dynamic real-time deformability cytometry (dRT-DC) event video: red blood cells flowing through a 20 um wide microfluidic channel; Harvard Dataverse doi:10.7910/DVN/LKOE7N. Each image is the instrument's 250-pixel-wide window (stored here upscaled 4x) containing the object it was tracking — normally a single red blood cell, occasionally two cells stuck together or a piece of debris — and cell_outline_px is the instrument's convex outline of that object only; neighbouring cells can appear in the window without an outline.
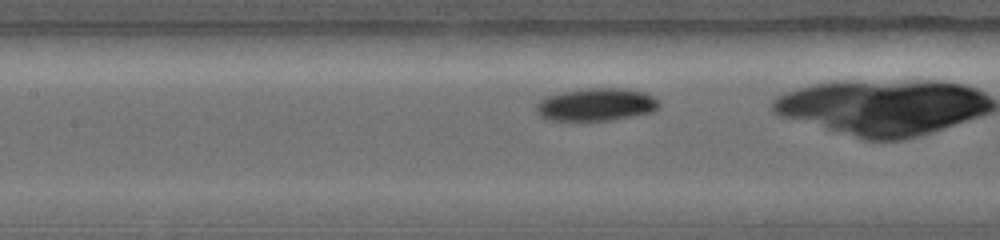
{"species": "common noctule bat (a hibernating species)", "species_latin": "Nyctalus noctula", "temperature_condition": "warm", "stored_images_in_passage": 24, "camera_frame_rate_fps": 5000, "um_per_image_px": 0.085, "animal": {"sex": "female", "body_mass_g": 19.0, "forearm_length_mm": 56.7}, "frame": {"image": 1, "passage_image": 11, "time_ms": 1.8, "image_size_px": [1000, 240], "cell_outline_px": [[660, 104], [652, 112], [608, 120], [552, 120], [540, 116], [536, 112], [536, 104], [544, 96], [560, 92], [588, 88], [624, 88], [644, 92], [652, 96]], "centroid_in_image_um": [50.63, 8.87], "position_along_channel_um": 156.8, "area_um2": 23.24}}